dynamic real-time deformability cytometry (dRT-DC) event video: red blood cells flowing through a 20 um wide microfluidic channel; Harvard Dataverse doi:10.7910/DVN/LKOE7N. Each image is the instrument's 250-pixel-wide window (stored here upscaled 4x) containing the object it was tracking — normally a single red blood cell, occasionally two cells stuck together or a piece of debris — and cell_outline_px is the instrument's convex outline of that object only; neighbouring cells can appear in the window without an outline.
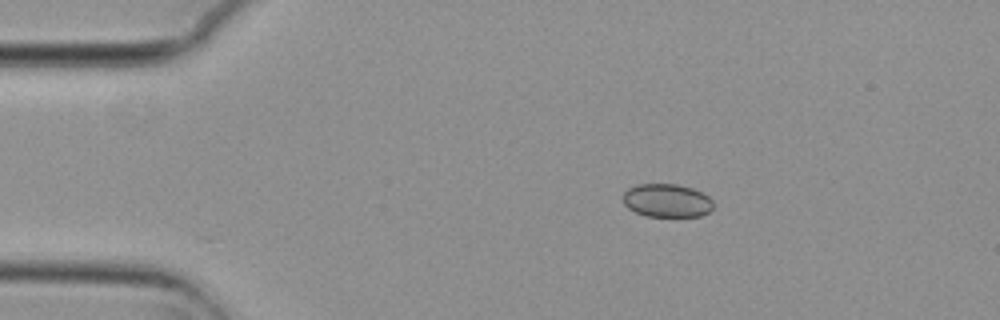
{"species": "common noctule bat (a hibernating species)", "species_latin": "Nyctalus noctula", "temperature_condition": "cold", "stored_images_in_passage": 4, "camera_frame_rate_fps": 3000, "um_per_image_px": 0.085, "animal": {"sex": "female", "body_mass_g": 29.2, "forearm_length_mm": 56.3}, "frame": {"image": 1, "passage_image": 3, "time_ms": 0.667, "image_size_px": [1000, 320], "cell_outline_px": [[712, 208], [708, 212], [700, 216], [644, 216], [628, 208], [624, 204], [624, 192], [628, 188], [636, 184], [676, 184], [692, 188], [708, 196], [712, 200]], "centroid_in_image_um": [56.66, 17.04], "position_along_channel_um": 28.3, "area_um2": 17.46}}